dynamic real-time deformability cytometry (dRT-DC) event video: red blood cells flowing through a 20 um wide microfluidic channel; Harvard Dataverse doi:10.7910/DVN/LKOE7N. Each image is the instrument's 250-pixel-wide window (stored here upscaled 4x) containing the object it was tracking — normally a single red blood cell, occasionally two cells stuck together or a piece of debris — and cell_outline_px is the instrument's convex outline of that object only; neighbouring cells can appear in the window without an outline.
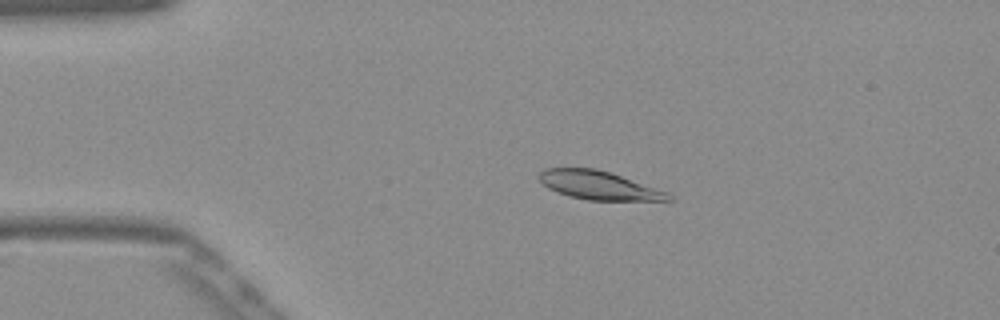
{"species": "Egyptian fruit bat (a non-hibernating species)", "species_latin": "Rousettus aegyptiacus", "temperature_condition": "warm", "stored_images_in_passage": 53, "camera_frame_rate_fps": 3000, "um_per_image_px": 0.085, "frame": {"image": 1, "passage_image": 11, "time_ms": 3.333, "image_size_px": [1000, 320], "cell_outline_px": [[676, 200], [588, 200], [568, 196], [548, 188], [536, 176], [544, 168], [596, 168], [612, 172], [668, 192]], "centroid_in_image_um": [50.9, 15.74], "position_along_channel_um": 34.1, "area_um2": 21.62}}
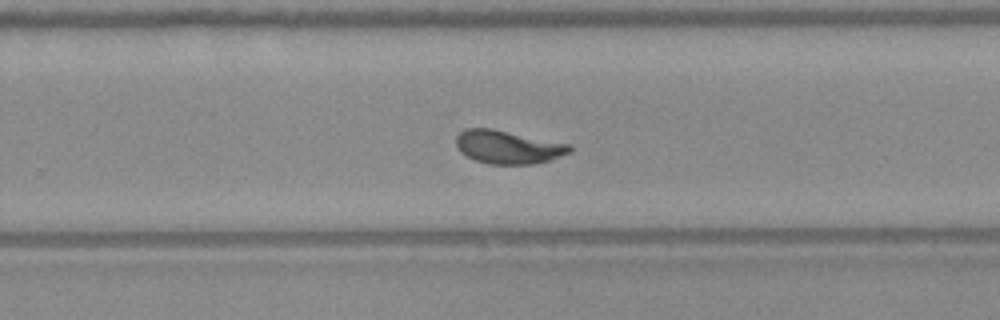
{"frame": {"image": 2, "passage_image": 34, "time_ms": 11.0, "image_size_px": [1000, 320], "cell_outline_px": [[572, 152], [548, 160], [532, 164], [488, 164], [476, 160], [460, 152], [456, 148], [456, 136], [464, 128], [492, 128], [568, 144], [572, 148]], "centroid_in_image_um": [43.13, 12.49], "position_along_channel_um": 286.7, "area_um2": 21.91}}
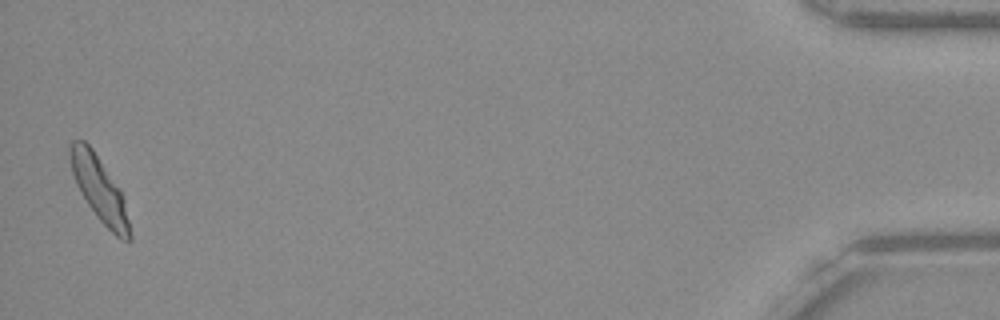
{"frame": {"image": 3, "passage_image": 52, "time_ms": 17.0, "image_size_px": [1000, 320], "cell_outline_px": [[132, 240], [120, 240], [96, 216], [80, 192], [72, 176], [68, 156], [68, 148], [72, 140], [84, 140], [92, 148], [120, 192], [124, 200], [132, 236]], "centroid_in_image_um": [8.4, 16.07], "position_along_channel_um": 426.8, "area_um2": 22.08}, "authors_computed_cell_mechanics": {"area_um2": 22.1952, "velocity_mm_per_s": 3.8486, "shape_relaxation_time_tau1_ms": 3.1637, "shape_relaxation_time_tau2_ms": null, "deformation_change_tau1": 0.1409, "deformation_change_tau2": null}}